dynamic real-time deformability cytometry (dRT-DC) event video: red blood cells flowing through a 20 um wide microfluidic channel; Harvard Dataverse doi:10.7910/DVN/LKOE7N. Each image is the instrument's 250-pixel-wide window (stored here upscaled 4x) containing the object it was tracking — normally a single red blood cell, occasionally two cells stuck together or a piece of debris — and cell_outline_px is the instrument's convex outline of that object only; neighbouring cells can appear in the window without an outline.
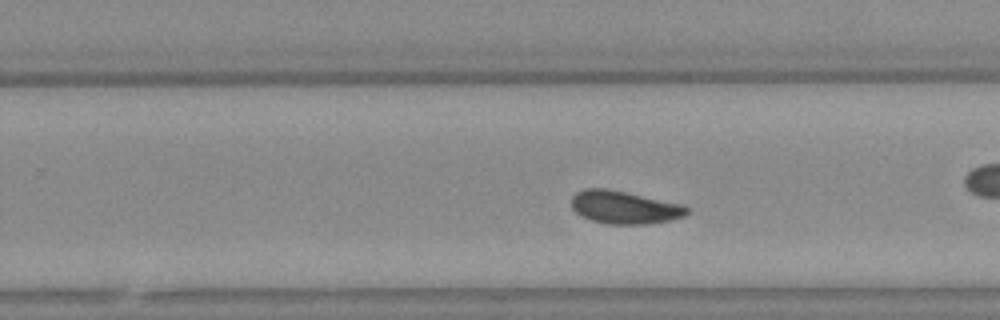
{"species": "Egyptian fruit bat (a non-hibernating species)", "species_latin": "Rousettus aegyptiacus", "temperature_condition": "warm", "stored_images_in_passage": 50, "camera_frame_rate_fps": 3000, "um_per_image_px": 0.085, "animal": {"sex": "female"}, "frame": {"image": 1, "passage_image": 29, "time_ms": 9.333, "image_size_px": [1000, 320], "cell_outline_px": [[688, 212], [684, 216], [672, 220], [648, 224], [608, 224], [592, 220], [580, 216], [572, 208], [572, 196], [576, 192], [584, 188], [608, 188], [684, 204], [688, 208]], "centroid_in_image_um": [53.08, 17.62], "position_along_channel_um": 276.7, "area_um2": 22.37}}
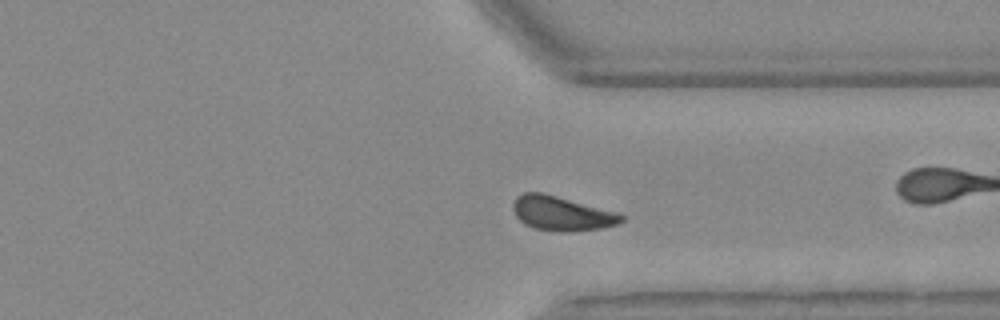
{"frame": {"image": 2, "passage_image": 36, "time_ms": 11.667, "image_size_px": [1000, 320], "cell_outline_px": [[624, 220], [620, 224], [600, 228], [572, 232], [556, 232], [532, 228], [524, 224], [516, 216], [512, 208], [512, 204], [516, 196], [524, 192], [540, 192], [620, 212], [624, 216]], "centroid_in_image_um": [47.76, 18.15], "position_along_channel_um": 363.6, "area_um2": 22.08}}
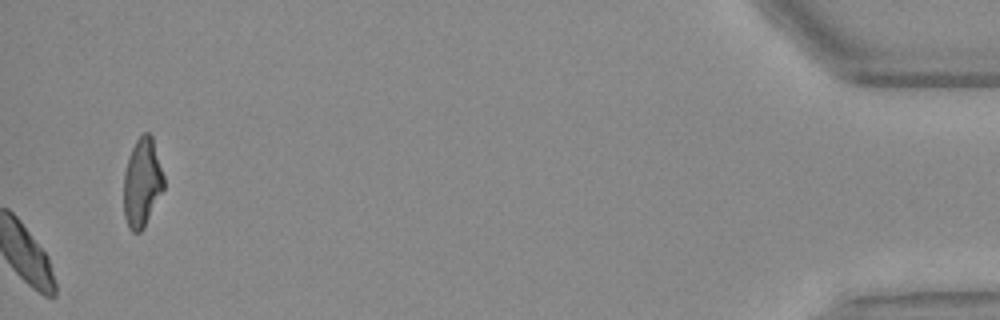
{"frame": {"image": 3, "passage_image": 50, "time_ms": 16.333, "image_size_px": [1000, 320], "cell_outline_px": [[164, 188], [144, 228], [140, 232], [132, 232], [128, 228], [124, 216], [124, 172], [128, 156], [136, 140], [144, 132], [148, 132], [152, 136], [164, 176]], "centroid_in_image_um": [12.07, 15.53], "position_along_channel_um": 423.1, "area_um2": 20.81}, "authors_computed_cell_mechanics": {"area_um2": 21.7617, "velocity_mm_per_s": 3.7113, "shape_relaxation_time_tau1_ms": 4.3079, "shape_relaxation_time_tau2_ms": 1.6639, "deformation_change_tau1": 0.1102, "deformation_change_tau2": 0.0443}}